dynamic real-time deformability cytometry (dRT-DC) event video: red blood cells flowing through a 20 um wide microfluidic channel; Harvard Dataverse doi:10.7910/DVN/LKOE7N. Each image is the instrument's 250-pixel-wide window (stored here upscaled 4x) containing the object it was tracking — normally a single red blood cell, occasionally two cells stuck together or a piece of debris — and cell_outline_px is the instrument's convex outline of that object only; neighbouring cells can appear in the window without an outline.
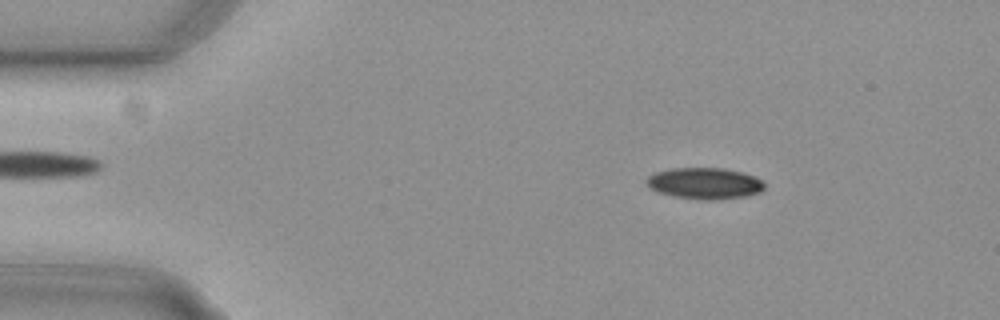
{"species": "common noctule bat (a hibernating species)", "species_latin": "Nyctalus noctula", "temperature_condition": "cold", "stored_images_in_passage": 54, "camera_frame_rate_fps": 3000, "um_per_image_px": 0.085, "animal": {"sex": "female", "body_mass_g": 29.2, "forearm_length_mm": 56.3}, "frame": {"image": 1, "passage_image": 8, "time_ms": 2.333, "image_size_px": [1000, 320], "cell_outline_px": [[764, 188], [760, 192], [744, 196], [712, 200], [704, 200], [676, 196], [660, 192], [652, 188], [644, 180], [648, 176], [656, 172], [672, 168], [724, 168], [744, 172], [760, 180], [764, 184]], "centroid_in_image_um": [59.9, 15.57], "position_along_channel_um": 25.1, "area_um2": 21.21}}
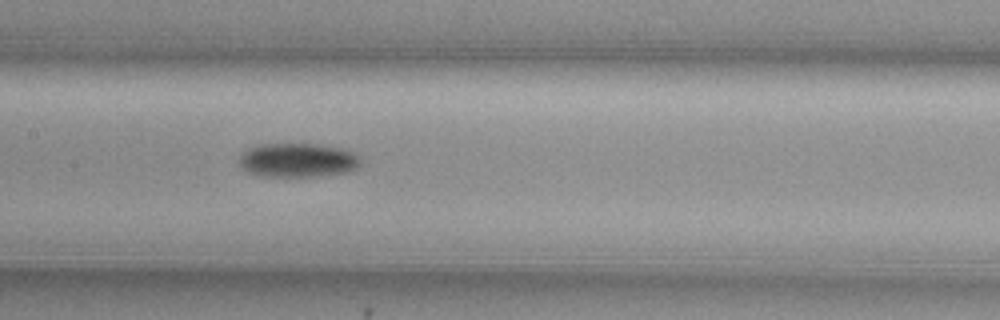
{"frame": {"image": 2, "passage_image": 26, "time_ms": 8.333, "image_size_px": [1000, 320], "cell_outline_px": [[360, 164], [356, 168], [348, 172], [316, 176], [264, 176], [248, 172], [240, 164], [240, 156], [248, 148], [260, 144], [316, 144], [340, 148], [352, 152], [360, 160]], "centroid_in_image_um": [25.3, 13.61], "position_along_channel_um": 182.1, "area_um2": 23.76}}
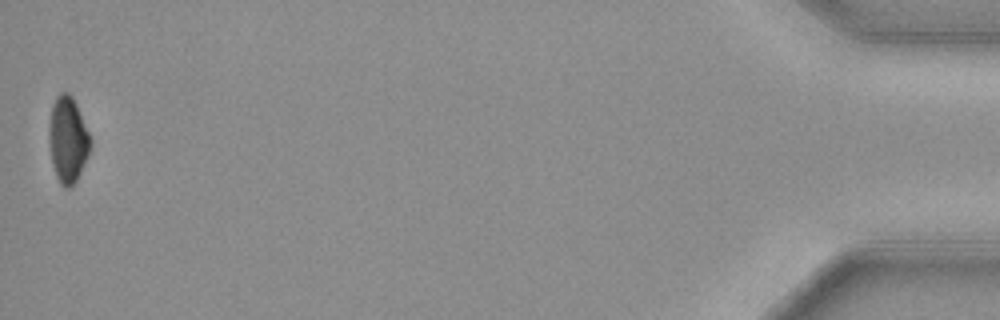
{"frame": {"image": 3, "passage_image": 54, "time_ms": 17.667, "image_size_px": [1000, 320], "cell_outline_px": [[92, 144], [80, 172], [76, 180], [68, 188], [64, 188], [60, 184], [56, 176], [52, 164], [48, 136], [48, 128], [52, 104], [56, 96], [60, 92], [68, 92], [72, 96], [76, 104], [88, 132]], "centroid_in_image_um": [5.73, 11.85], "position_along_channel_um": 429.5, "area_um2": 20.58}, "authors_computed_cell_mechanics": {"area_um2": 22.3108, "velocity_mm_per_s": 3.7521, "shape_relaxation_time_tau1_ms": 4.7739, "shape_relaxation_time_tau2_ms": null, "deformation_change_tau1": 0.1209, "deformation_change_tau2": null}}